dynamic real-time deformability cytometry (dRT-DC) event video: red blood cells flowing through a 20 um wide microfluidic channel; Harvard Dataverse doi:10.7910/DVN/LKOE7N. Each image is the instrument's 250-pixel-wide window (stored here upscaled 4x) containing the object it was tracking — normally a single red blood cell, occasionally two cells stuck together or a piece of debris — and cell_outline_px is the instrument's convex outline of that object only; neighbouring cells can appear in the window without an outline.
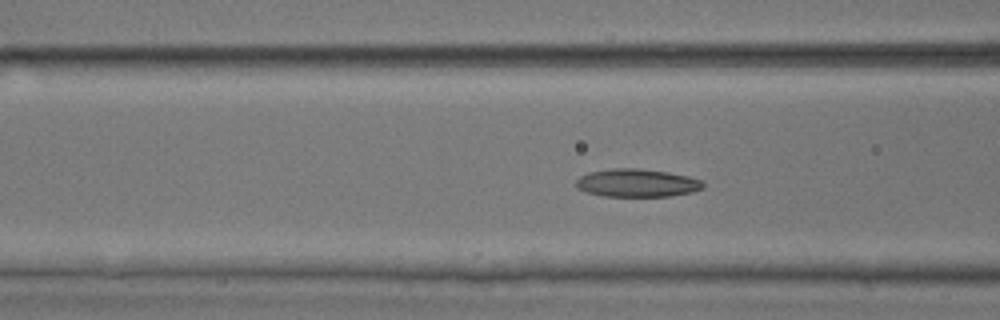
{"species": "common noctule bat (a hibernating species)", "species_latin": "Nyctalus noctula", "temperature_condition": "room temperature", "stored_images_in_passage": 5, "camera_frame_rate_fps": 3000, "um_per_image_px": 0.085, "animal": {"sex": "male", "body_mass_g": 17.9, "forearm_length_mm": 54.2}, "frame": {"image": 1, "passage_image": 5, "time_ms": 1.333, "image_size_px": [1000, 320], "cell_outline_px": [[704, 188], [692, 192], [672, 196], [604, 196], [588, 192], [576, 188], [576, 180], [580, 176], [588, 172], [612, 168], [640, 168], [668, 172], [688, 176], [700, 180], [704, 184]], "centroid_in_image_um": [54.14, 15.54], "position_along_channel_um": 112.5, "area_um2": 20.81}}